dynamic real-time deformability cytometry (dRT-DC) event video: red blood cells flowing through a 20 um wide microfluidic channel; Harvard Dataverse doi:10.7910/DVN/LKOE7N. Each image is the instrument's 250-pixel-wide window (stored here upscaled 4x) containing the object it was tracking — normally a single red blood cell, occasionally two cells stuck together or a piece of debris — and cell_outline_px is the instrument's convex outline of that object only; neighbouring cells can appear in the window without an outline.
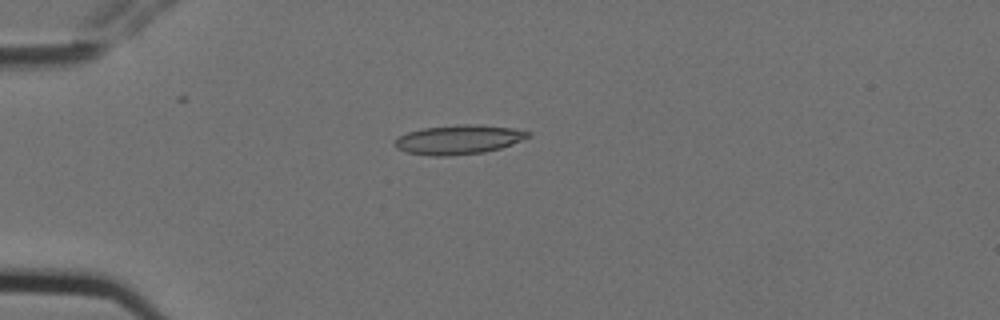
{"species": "Egyptian fruit bat (a non-hibernating species)", "species_latin": "Rousettus aegyptiacus", "temperature_condition": "cold", "stored_images_in_passage": 5, "camera_frame_rate_fps": 3000, "um_per_image_px": 0.085, "animal": {"sex": "female"}, "frame": {"image": 1, "passage_image": 5, "time_ms": 1.333, "image_size_px": [1000, 320], "cell_outline_px": [[532, 136], [500, 148], [484, 152], [448, 156], [432, 156], [404, 152], [396, 148], [392, 144], [400, 136], [408, 132], [424, 128], [460, 124], [468, 124], [512, 128], [532, 132]], "centroid_in_image_um": [38.96, 11.87], "position_along_channel_um": 46.0, "area_um2": 22.66}}